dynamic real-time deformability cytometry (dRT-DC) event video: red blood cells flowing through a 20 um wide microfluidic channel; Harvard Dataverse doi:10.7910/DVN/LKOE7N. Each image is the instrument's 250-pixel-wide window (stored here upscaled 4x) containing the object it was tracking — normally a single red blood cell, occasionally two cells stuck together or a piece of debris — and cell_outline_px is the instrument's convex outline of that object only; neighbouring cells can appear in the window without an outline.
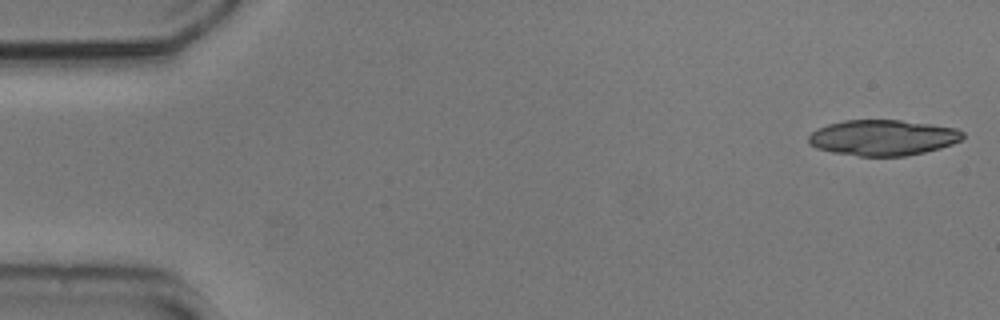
{"species": "common noctule bat (a hibernating species)", "species_latin": "Nyctalus noctula", "temperature_condition": "cold", "stored_images_in_passage": 53, "camera_frame_rate_fps": 3000, "um_per_image_px": 0.085, "animal": {"sex": "male", "body_mass_g": 20.5, "forearm_length_mm": 52.5}, "frame": {"image": 1, "passage_image": 1, "time_ms": 0.0, "image_size_px": [1000, 320], "cell_outline_px": [[964, 136], [960, 140], [952, 144], [940, 148], [924, 152], [904, 156], [860, 156], [832, 152], [816, 148], [808, 144], [808, 136], [812, 132], [828, 124], [844, 120], [900, 120], [956, 128], [964, 132]], "centroid_in_image_um": [75.03, 11.7], "position_along_channel_um": 10.0, "area_um2": 31.96}}
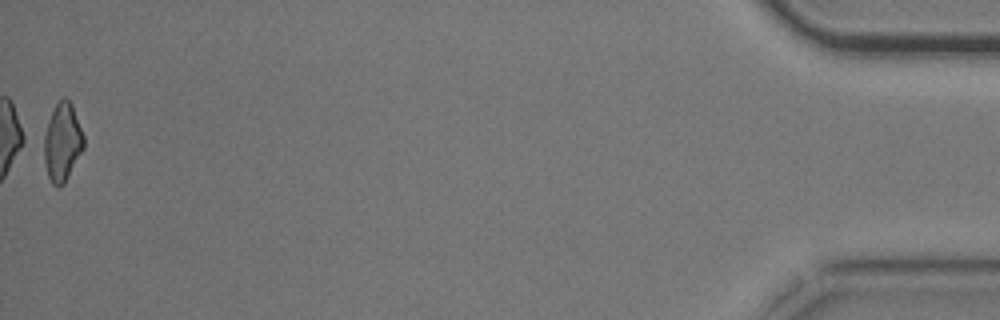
{"frame": {"image": 2, "passage_image": 53, "time_ms": 17.333, "image_size_px": [1000, 320], "cell_outline_px": [[84, 148], [64, 184], [60, 188], [56, 188], [52, 184], [48, 176], [36, 140], [56, 104], [64, 96], [72, 104], [84, 136]], "centroid_in_image_um": [5.18, 12.11], "position_along_channel_um": 430.0, "area_um2": 19.48}, "authors_computed_cell_mechanics": {"area_um2": 19.9988, "velocity_mm_per_s": 3.7501, "shape_relaxation_time_tau1_ms": 3.2807, "shape_relaxation_time_tau2_ms": null, "deformation_change_tau1": 0.131, "deformation_change_tau2": null}}